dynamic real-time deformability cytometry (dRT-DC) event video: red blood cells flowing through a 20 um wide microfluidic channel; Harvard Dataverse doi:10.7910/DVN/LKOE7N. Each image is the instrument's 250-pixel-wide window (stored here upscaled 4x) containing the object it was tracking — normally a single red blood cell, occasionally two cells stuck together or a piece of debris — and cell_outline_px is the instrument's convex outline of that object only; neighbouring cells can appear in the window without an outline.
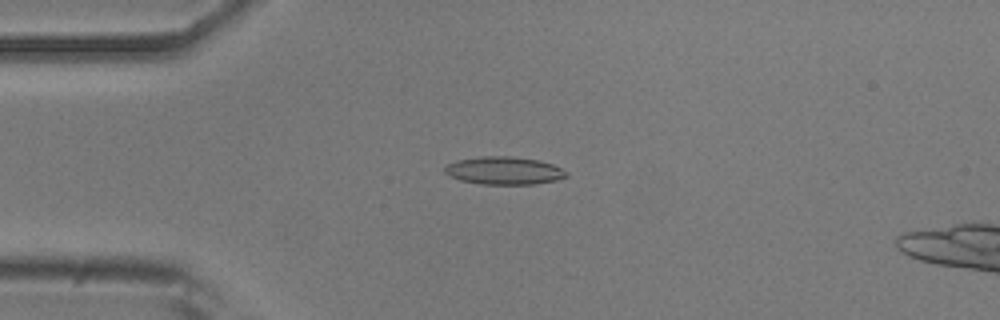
{"species": "common noctule bat (a hibernating species)", "species_latin": "Nyctalus noctula", "temperature_condition": "room temperature", "stored_images_in_passage": 54, "camera_frame_rate_fps": 3000, "um_per_image_px": 0.085, "animal": {"sex": "male", "body_mass_g": 20.5, "forearm_length_mm": 52.5}, "frame": {"image": 1, "passage_image": 13, "time_ms": 4.0, "image_size_px": [1000, 320], "cell_outline_px": [[568, 176], [556, 180], [532, 184], [480, 184], [460, 180], [448, 176], [444, 172], [444, 168], [448, 164], [456, 160], [480, 156], [512, 156], [536, 160], [552, 164], [568, 172]], "centroid_in_image_um": [42.8, 14.5], "position_along_channel_um": 42.2, "area_um2": 19.71}}
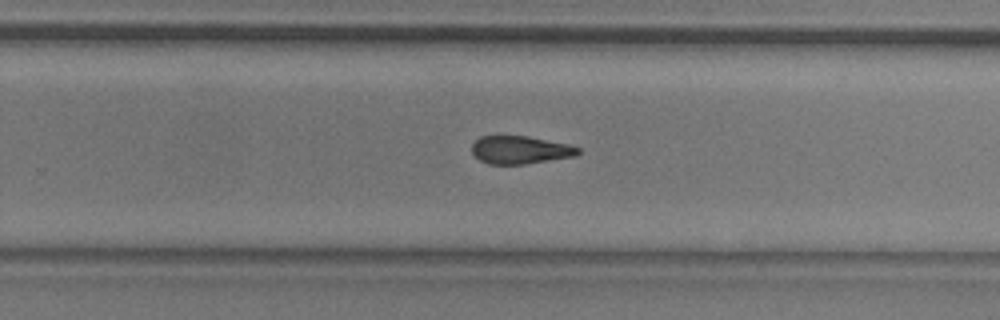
{"frame": {"image": 2, "passage_image": 34, "time_ms": 11.0, "image_size_px": [1000, 320], "cell_outline_px": [[580, 152], [576, 156], [524, 164], [488, 164], [480, 160], [472, 152], [472, 144], [480, 136], [528, 136], [568, 144], [580, 148]], "centroid_in_image_um": [44.22, 12.74], "position_along_channel_um": 285.6, "area_um2": 17.22}}
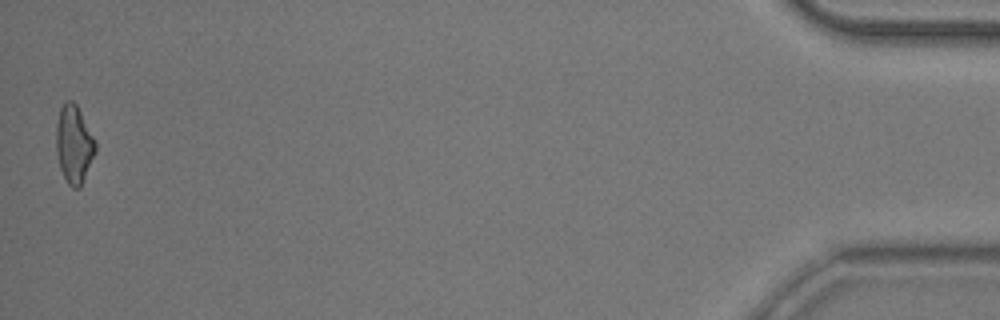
{"frame": {"image": 3, "passage_image": 53, "time_ms": 17.333, "image_size_px": [1000, 320], "cell_outline_px": [[96, 152], [80, 188], [72, 188], [68, 184], [60, 168], [56, 152], [56, 124], [60, 108], [68, 100], [72, 100], [76, 104], [96, 140]], "centroid_in_image_um": [6.29, 12.27], "position_along_channel_um": 428.9, "area_um2": 17.86}}